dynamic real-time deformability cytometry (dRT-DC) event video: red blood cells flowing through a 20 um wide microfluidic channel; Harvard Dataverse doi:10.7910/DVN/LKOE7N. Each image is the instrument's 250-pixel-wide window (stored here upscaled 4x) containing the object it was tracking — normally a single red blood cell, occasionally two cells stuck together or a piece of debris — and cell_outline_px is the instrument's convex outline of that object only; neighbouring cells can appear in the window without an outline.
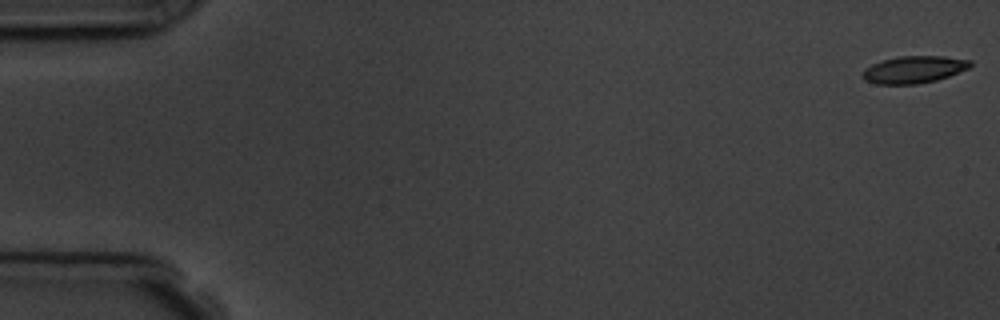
{"species": "common noctule bat (a hibernating species)", "species_latin": "Nyctalus noctula", "temperature_condition": "room temperature", "stored_images_in_passage": 6, "segment_of_instrument_passage": [1, 2], "camera_frame_rate_fps": 3000, "um_per_image_px": 0.085, "animal": {"sex": "male", "body_mass_g": 19.5, "forearm_length_mm": 54.6}, "frame": {"image": 1, "passage_image": 1, "time_ms": 0.0, "image_size_px": [1000, 320], "cell_outline_px": [[972, 64], [968, 68], [948, 76], [936, 80], [916, 84], [876, 84], [864, 80], [860, 76], [864, 68], [872, 64], [884, 60], [900, 56], [944, 56], [972, 60]], "centroid_in_image_um": [77.65, 5.91], "position_along_channel_um": 7.4, "area_um2": 17.05}}